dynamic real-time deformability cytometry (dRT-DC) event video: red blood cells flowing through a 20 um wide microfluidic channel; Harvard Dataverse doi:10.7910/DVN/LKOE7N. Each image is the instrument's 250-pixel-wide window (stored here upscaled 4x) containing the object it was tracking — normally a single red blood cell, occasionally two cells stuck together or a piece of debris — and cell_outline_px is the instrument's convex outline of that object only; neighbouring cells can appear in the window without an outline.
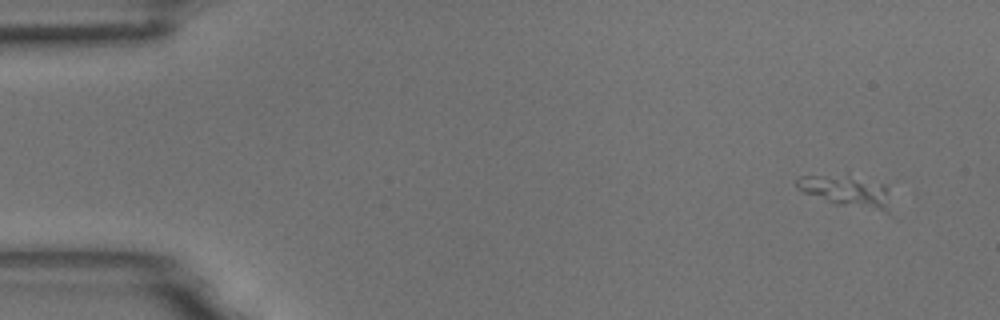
{"species": "common noctule bat (a hibernating species)", "species_latin": "Nyctalus noctula", "temperature_condition": "room temperature", "stored_images_in_passage": 5, "camera_frame_rate_fps": 3000, "um_per_image_px": 0.085, "animal": {"sex": "male", "body_mass_g": 18.8}, "frame": {"image": 1, "passage_image": 1, "time_ms": 0.0, "image_size_px": [1000, 320], "cell_outline_px": [[888, 216], [836, 204], [804, 192], [796, 188], [796, 180], [800, 176], [848, 172], [884, 184], [888, 212]], "centroid_in_image_um": [71.96, 16.23], "position_along_channel_um": 13.0, "area_um2": 18.15}}